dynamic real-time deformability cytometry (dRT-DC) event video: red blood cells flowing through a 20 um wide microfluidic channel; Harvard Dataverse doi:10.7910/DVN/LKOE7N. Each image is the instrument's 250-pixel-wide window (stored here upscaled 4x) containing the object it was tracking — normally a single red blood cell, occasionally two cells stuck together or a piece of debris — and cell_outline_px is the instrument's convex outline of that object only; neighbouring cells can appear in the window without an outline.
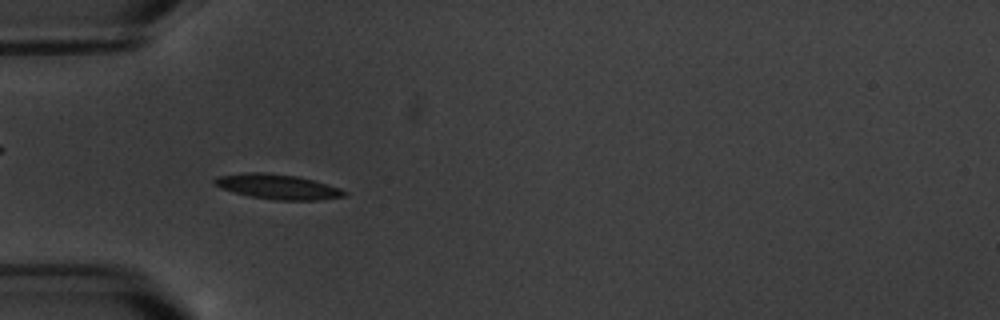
{"species": "common noctule bat (a hibernating species)", "species_latin": "Nyctalus noctula", "temperature_condition": "warm", "stored_images_in_passage": 5, "camera_frame_rate_fps": 3000, "um_per_image_px": 0.085, "animal": {"sex": "male", "body_mass_g": 20.1, "forearm_length_mm": 53.5}, "frame": {"image": 1, "passage_image": 4, "time_ms": 4.333, "image_size_px": [1000, 320], "cell_outline_px": [[348, 192], [344, 196], [320, 200], [276, 200], [252, 196], [220, 188], [212, 180], [216, 176], [244, 172], [268, 172], [296, 176], [312, 180], [340, 188]], "centroid_in_image_um": [23.59, 15.85], "position_along_channel_um": 61.4, "area_um2": 18.73}}